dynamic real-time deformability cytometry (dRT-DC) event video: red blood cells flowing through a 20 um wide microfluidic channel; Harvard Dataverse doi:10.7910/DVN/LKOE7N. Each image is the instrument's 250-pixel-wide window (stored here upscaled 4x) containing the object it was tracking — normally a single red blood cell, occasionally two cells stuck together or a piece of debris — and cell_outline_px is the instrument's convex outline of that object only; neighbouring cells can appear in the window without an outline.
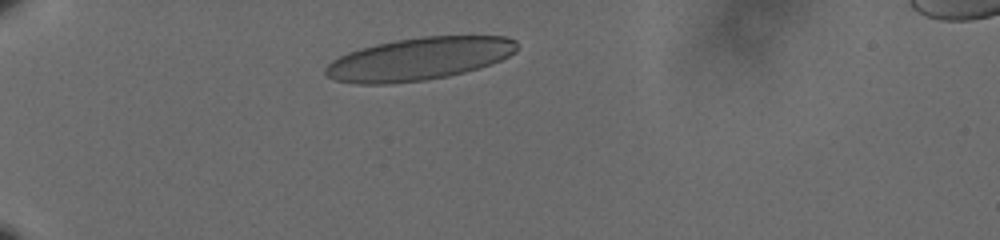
{"species": "human", "species_latin": "Homo sapiens", "temperature_condition": "cold", "stored_images_in_passage": 36, "camera_frame_rate_fps": 3000, "um_per_image_px": 0.085, "donor": {"sex": "male"}, "frame": {"image": 1, "passage_image": 1, "time_ms": 0.0, "image_size_px": [1000, 240], "cell_outline_px": [[516, 52], [492, 64], [480, 68], [448, 76], [424, 80], [388, 84], [356, 84], [336, 80], [328, 76], [324, 72], [324, 68], [332, 60], [348, 52], [360, 48], [376, 44], [396, 40], [420, 36], [504, 36], [516, 40]], "centroid_in_image_um": [35.61, 5.0], "position_along_channel_um": 49.4, "area_um2": 47.57}}
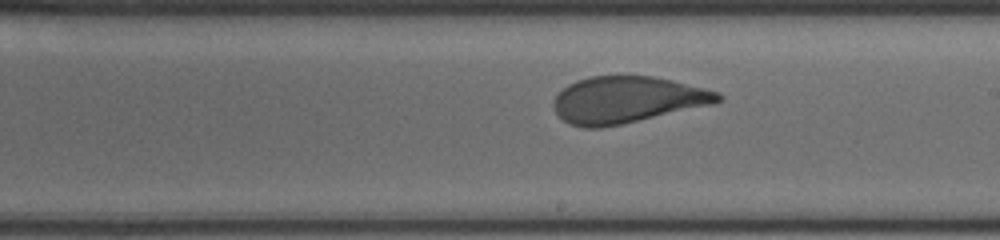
{"frame": {"image": 2, "passage_image": 20, "time_ms": 6.333, "image_size_px": [1000, 240], "cell_outline_px": [[724, 96], [720, 100], [712, 104], [620, 124], [600, 128], [584, 128], [568, 124], [556, 112], [552, 104], [552, 100], [568, 84], [576, 80], [592, 76], [652, 76], [672, 80], [720, 92]], "centroid_in_image_um": [53.27, 8.47], "position_along_channel_um": 235.7, "area_um2": 44.27}}
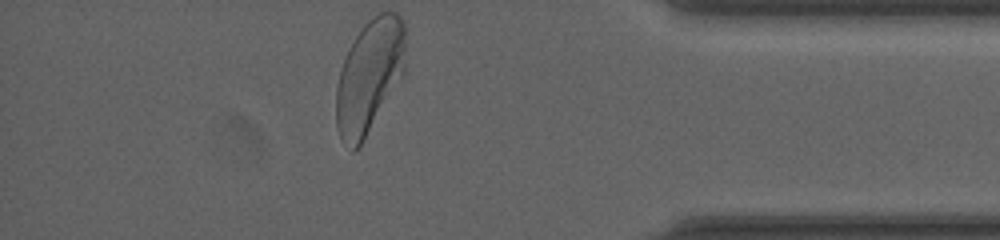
{"frame": {"image": 3, "passage_image": 36, "time_ms": 11.667, "image_size_px": [1000, 240], "cell_outline_px": [[404, 76], [364, 140], [352, 152], [340, 140], [336, 128], [336, 84], [340, 68], [348, 48], [364, 24], [376, 12], [396, 12], [404, 20]], "centroid_in_image_um": [31.38, 6.5], "position_along_channel_um": 403.8, "area_um2": 46.47}, "authors_computed_cell_mechanics": {"area_um2": 45.4597, "velocity_mm_per_s": 3.5763, "shape_relaxation_time_tau1_ms": 4.7971, "shape_relaxation_time_tau2_ms": null, "deformation_change_tau1": 0.1645, "deformation_change_tau2": null}}